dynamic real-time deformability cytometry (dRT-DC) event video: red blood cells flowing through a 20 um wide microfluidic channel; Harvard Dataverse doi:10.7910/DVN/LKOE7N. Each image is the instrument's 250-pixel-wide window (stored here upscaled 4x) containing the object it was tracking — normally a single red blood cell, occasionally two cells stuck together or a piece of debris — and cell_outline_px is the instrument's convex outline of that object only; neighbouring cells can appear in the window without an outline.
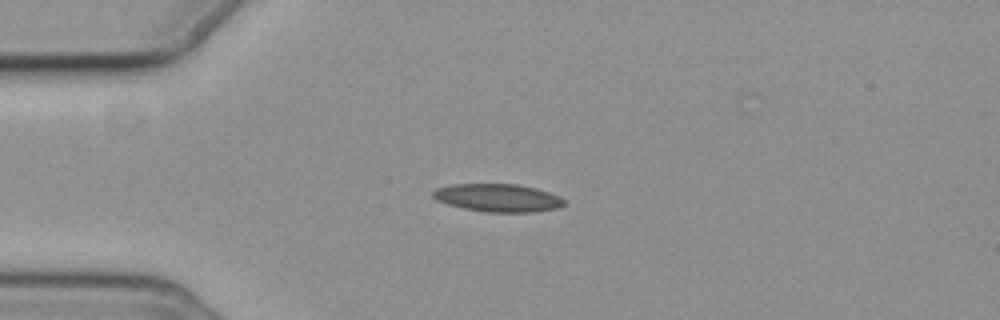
{"species": "common noctule bat (a hibernating species)", "species_latin": "Nyctalus noctula", "temperature_condition": "cold", "stored_images_in_passage": 4, "camera_frame_rate_fps": 3000, "um_per_image_px": 0.085, "animal": {"sex": "female", "body_mass_g": 19.3, "forearm_length_mm": 54.1}, "frame": {"image": 1, "passage_image": 1, "time_ms": 0.0, "image_size_px": [1000, 320], "cell_outline_px": [[568, 204], [556, 208], [536, 212], [484, 212], [464, 208], [448, 204], [436, 200], [432, 196], [432, 192], [436, 188], [452, 184], [516, 184], [536, 188], [548, 192], [564, 200]], "centroid_in_image_um": [42.31, 16.82], "position_along_channel_um": 42.7, "area_um2": 21.33}}
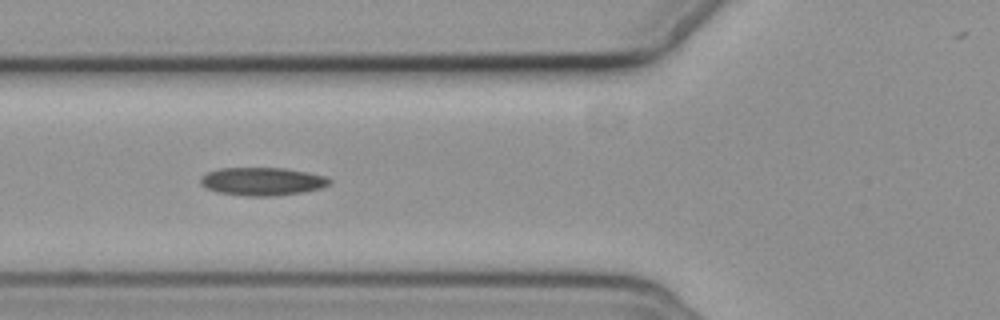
{"frame": {"image": 2, "passage_image": 3, "time_ms": 2.333, "image_size_px": [1000, 320], "cell_outline_px": [[332, 184], [320, 188], [304, 192], [276, 196], [248, 196], [216, 192], [200, 184], [200, 176], [208, 172], [220, 168], [284, 168], [308, 172], [328, 176], [332, 180]], "centroid_in_image_um": [22.34, 15.42], "position_along_channel_um": 103.5, "area_um2": 21.33}}
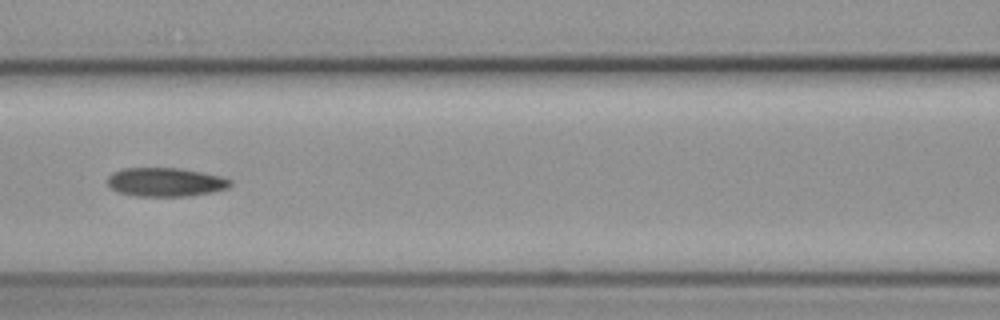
{"frame": {"image": 3, "passage_image": 4, "time_ms": 3.667, "image_size_px": [1000, 320], "cell_outline_px": [[232, 184], [228, 188], [212, 192], [188, 196], [136, 196], [116, 192], [108, 184], [108, 176], [112, 172], [124, 168], [176, 168], [200, 172], [220, 176], [232, 180]], "centroid_in_image_um": [14.05, 15.48], "position_along_channel_um": 152.5, "area_um2": 20.58}}